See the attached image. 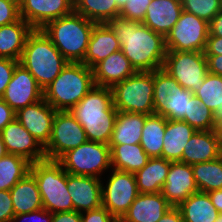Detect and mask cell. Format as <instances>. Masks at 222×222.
<instances>
[{
    "instance_id": "47",
    "label": "cell",
    "mask_w": 222,
    "mask_h": 222,
    "mask_svg": "<svg viewBox=\"0 0 222 222\" xmlns=\"http://www.w3.org/2000/svg\"><path fill=\"white\" fill-rule=\"evenodd\" d=\"M204 54L222 55V37L208 36Z\"/></svg>"
},
{
    "instance_id": "25",
    "label": "cell",
    "mask_w": 222,
    "mask_h": 222,
    "mask_svg": "<svg viewBox=\"0 0 222 222\" xmlns=\"http://www.w3.org/2000/svg\"><path fill=\"white\" fill-rule=\"evenodd\" d=\"M195 133L196 130L184 121L166 119L162 158L181 161L183 150Z\"/></svg>"
},
{
    "instance_id": "12",
    "label": "cell",
    "mask_w": 222,
    "mask_h": 222,
    "mask_svg": "<svg viewBox=\"0 0 222 222\" xmlns=\"http://www.w3.org/2000/svg\"><path fill=\"white\" fill-rule=\"evenodd\" d=\"M106 186L101 181L102 206L121 219L139 194L134 173L111 168Z\"/></svg>"
},
{
    "instance_id": "24",
    "label": "cell",
    "mask_w": 222,
    "mask_h": 222,
    "mask_svg": "<svg viewBox=\"0 0 222 222\" xmlns=\"http://www.w3.org/2000/svg\"><path fill=\"white\" fill-rule=\"evenodd\" d=\"M33 29L22 18L14 23L0 26V58L20 61L27 37Z\"/></svg>"
},
{
    "instance_id": "28",
    "label": "cell",
    "mask_w": 222,
    "mask_h": 222,
    "mask_svg": "<svg viewBox=\"0 0 222 222\" xmlns=\"http://www.w3.org/2000/svg\"><path fill=\"white\" fill-rule=\"evenodd\" d=\"M14 214L30 213L43 208V202L35 178L28 173L10 190Z\"/></svg>"
},
{
    "instance_id": "54",
    "label": "cell",
    "mask_w": 222,
    "mask_h": 222,
    "mask_svg": "<svg viewBox=\"0 0 222 222\" xmlns=\"http://www.w3.org/2000/svg\"><path fill=\"white\" fill-rule=\"evenodd\" d=\"M7 154H8V152L6 150V146H5L4 142H3L2 135L0 133V159L2 157H4L5 155H7Z\"/></svg>"
},
{
    "instance_id": "58",
    "label": "cell",
    "mask_w": 222,
    "mask_h": 222,
    "mask_svg": "<svg viewBox=\"0 0 222 222\" xmlns=\"http://www.w3.org/2000/svg\"><path fill=\"white\" fill-rule=\"evenodd\" d=\"M116 222H124L122 219H117Z\"/></svg>"
},
{
    "instance_id": "19",
    "label": "cell",
    "mask_w": 222,
    "mask_h": 222,
    "mask_svg": "<svg viewBox=\"0 0 222 222\" xmlns=\"http://www.w3.org/2000/svg\"><path fill=\"white\" fill-rule=\"evenodd\" d=\"M182 11L181 0H151L142 23L166 37L179 20Z\"/></svg>"
},
{
    "instance_id": "7",
    "label": "cell",
    "mask_w": 222,
    "mask_h": 222,
    "mask_svg": "<svg viewBox=\"0 0 222 222\" xmlns=\"http://www.w3.org/2000/svg\"><path fill=\"white\" fill-rule=\"evenodd\" d=\"M113 105L120 112L154 114L153 71L135 72L112 88Z\"/></svg>"
},
{
    "instance_id": "37",
    "label": "cell",
    "mask_w": 222,
    "mask_h": 222,
    "mask_svg": "<svg viewBox=\"0 0 222 222\" xmlns=\"http://www.w3.org/2000/svg\"><path fill=\"white\" fill-rule=\"evenodd\" d=\"M193 96L191 91L179 86L174 95L168 96L165 108L159 114L168 120L182 121L185 115H188Z\"/></svg>"
},
{
    "instance_id": "31",
    "label": "cell",
    "mask_w": 222,
    "mask_h": 222,
    "mask_svg": "<svg viewBox=\"0 0 222 222\" xmlns=\"http://www.w3.org/2000/svg\"><path fill=\"white\" fill-rule=\"evenodd\" d=\"M166 118L158 113L147 115L140 145L150 158H162Z\"/></svg>"
},
{
    "instance_id": "49",
    "label": "cell",
    "mask_w": 222,
    "mask_h": 222,
    "mask_svg": "<svg viewBox=\"0 0 222 222\" xmlns=\"http://www.w3.org/2000/svg\"><path fill=\"white\" fill-rule=\"evenodd\" d=\"M207 58L208 72L222 76V55H205Z\"/></svg>"
},
{
    "instance_id": "41",
    "label": "cell",
    "mask_w": 222,
    "mask_h": 222,
    "mask_svg": "<svg viewBox=\"0 0 222 222\" xmlns=\"http://www.w3.org/2000/svg\"><path fill=\"white\" fill-rule=\"evenodd\" d=\"M19 0H0V26L20 19Z\"/></svg>"
},
{
    "instance_id": "29",
    "label": "cell",
    "mask_w": 222,
    "mask_h": 222,
    "mask_svg": "<svg viewBox=\"0 0 222 222\" xmlns=\"http://www.w3.org/2000/svg\"><path fill=\"white\" fill-rule=\"evenodd\" d=\"M111 166L113 169L135 173L142 169L149 160L140 144L109 145Z\"/></svg>"
},
{
    "instance_id": "33",
    "label": "cell",
    "mask_w": 222,
    "mask_h": 222,
    "mask_svg": "<svg viewBox=\"0 0 222 222\" xmlns=\"http://www.w3.org/2000/svg\"><path fill=\"white\" fill-rule=\"evenodd\" d=\"M192 169L199 192L222 189V156L213 161L193 164Z\"/></svg>"
},
{
    "instance_id": "35",
    "label": "cell",
    "mask_w": 222,
    "mask_h": 222,
    "mask_svg": "<svg viewBox=\"0 0 222 222\" xmlns=\"http://www.w3.org/2000/svg\"><path fill=\"white\" fill-rule=\"evenodd\" d=\"M194 96L212 111L214 118L222 117V76L208 73Z\"/></svg>"
},
{
    "instance_id": "16",
    "label": "cell",
    "mask_w": 222,
    "mask_h": 222,
    "mask_svg": "<svg viewBox=\"0 0 222 222\" xmlns=\"http://www.w3.org/2000/svg\"><path fill=\"white\" fill-rule=\"evenodd\" d=\"M8 154H16L34 163L46 159L44 148L14 119L0 132Z\"/></svg>"
},
{
    "instance_id": "39",
    "label": "cell",
    "mask_w": 222,
    "mask_h": 222,
    "mask_svg": "<svg viewBox=\"0 0 222 222\" xmlns=\"http://www.w3.org/2000/svg\"><path fill=\"white\" fill-rule=\"evenodd\" d=\"M183 11L208 23L221 11L220 0H181Z\"/></svg>"
},
{
    "instance_id": "17",
    "label": "cell",
    "mask_w": 222,
    "mask_h": 222,
    "mask_svg": "<svg viewBox=\"0 0 222 222\" xmlns=\"http://www.w3.org/2000/svg\"><path fill=\"white\" fill-rule=\"evenodd\" d=\"M198 192L192 165L180 161L171 162L162 195L172 207H178L191 194Z\"/></svg>"
},
{
    "instance_id": "44",
    "label": "cell",
    "mask_w": 222,
    "mask_h": 222,
    "mask_svg": "<svg viewBox=\"0 0 222 222\" xmlns=\"http://www.w3.org/2000/svg\"><path fill=\"white\" fill-rule=\"evenodd\" d=\"M14 214L9 190H0V222H11Z\"/></svg>"
},
{
    "instance_id": "50",
    "label": "cell",
    "mask_w": 222,
    "mask_h": 222,
    "mask_svg": "<svg viewBox=\"0 0 222 222\" xmlns=\"http://www.w3.org/2000/svg\"><path fill=\"white\" fill-rule=\"evenodd\" d=\"M209 36L222 37V11L209 22Z\"/></svg>"
},
{
    "instance_id": "48",
    "label": "cell",
    "mask_w": 222,
    "mask_h": 222,
    "mask_svg": "<svg viewBox=\"0 0 222 222\" xmlns=\"http://www.w3.org/2000/svg\"><path fill=\"white\" fill-rule=\"evenodd\" d=\"M51 222H81V213L77 211L53 213Z\"/></svg>"
},
{
    "instance_id": "26",
    "label": "cell",
    "mask_w": 222,
    "mask_h": 222,
    "mask_svg": "<svg viewBox=\"0 0 222 222\" xmlns=\"http://www.w3.org/2000/svg\"><path fill=\"white\" fill-rule=\"evenodd\" d=\"M147 115L118 111L108 145L140 144Z\"/></svg>"
},
{
    "instance_id": "46",
    "label": "cell",
    "mask_w": 222,
    "mask_h": 222,
    "mask_svg": "<svg viewBox=\"0 0 222 222\" xmlns=\"http://www.w3.org/2000/svg\"><path fill=\"white\" fill-rule=\"evenodd\" d=\"M16 118V112L0 98V132Z\"/></svg>"
},
{
    "instance_id": "9",
    "label": "cell",
    "mask_w": 222,
    "mask_h": 222,
    "mask_svg": "<svg viewBox=\"0 0 222 222\" xmlns=\"http://www.w3.org/2000/svg\"><path fill=\"white\" fill-rule=\"evenodd\" d=\"M162 69L193 94L209 73L204 52L197 51H167Z\"/></svg>"
},
{
    "instance_id": "4",
    "label": "cell",
    "mask_w": 222,
    "mask_h": 222,
    "mask_svg": "<svg viewBox=\"0 0 222 222\" xmlns=\"http://www.w3.org/2000/svg\"><path fill=\"white\" fill-rule=\"evenodd\" d=\"M95 24L73 12L49 21L42 30L68 62L81 63Z\"/></svg>"
},
{
    "instance_id": "55",
    "label": "cell",
    "mask_w": 222,
    "mask_h": 222,
    "mask_svg": "<svg viewBox=\"0 0 222 222\" xmlns=\"http://www.w3.org/2000/svg\"><path fill=\"white\" fill-rule=\"evenodd\" d=\"M115 3H116V6L121 10L125 5L126 0H115Z\"/></svg>"
},
{
    "instance_id": "22",
    "label": "cell",
    "mask_w": 222,
    "mask_h": 222,
    "mask_svg": "<svg viewBox=\"0 0 222 222\" xmlns=\"http://www.w3.org/2000/svg\"><path fill=\"white\" fill-rule=\"evenodd\" d=\"M119 50H121L119 40L110 26L107 23L95 24L84 60L81 63L93 68L110 54Z\"/></svg>"
},
{
    "instance_id": "53",
    "label": "cell",
    "mask_w": 222,
    "mask_h": 222,
    "mask_svg": "<svg viewBox=\"0 0 222 222\" xmlns=\"http://www.w3.org/2000/svg\"><path fill=\"white\" fill-rule=\"evenodd\" d=\"M213 131H214L215 136L219 140L220 148L222 150V117L215 118Z\"/></svg>"
},
{
    "instance_id": "45",
    "label": "cell",
    "mask_w": 222,
    "mask_h": 222,
    "mask_svg": "<svg viewBox=\"0 0 222 222\" xmlns=\"http://www.w3.org/2000/svg\"><path fill=\"white\" fill-rule=\"evenodd\" d=\"M24 222V221H31V222H51L52 221V213L47 211L44 208H41L36 211H32L30 213H24L15 215L11 222Z\"/></svg>"
},
{
    "instance_id": "14",
    "label": "cell",
    "mask_w": 222,
    "mask_h": 222,
    "mask_svg": "<svg viewBox=\"0 0 222 222\" xmlns=\"http://www.w3.org/2000/svg\"><path fill=\"white\" fill-rule=\"evenodd\" d=\"M20 17L34 29L74 12V0H19Z\"/></svg>"
},
{
    "instance_id": "52",
    "label": "cell",
    "mask_w": 222,
    "mask_h": 222,
    "mask_svg": "<svg viewBox=\"0 0 222 222\" xmlns=\"http://www.w3.org/2000/svg\"><path fill=\"white\" fill-rule=\"evenodd\" d=\"M208 195L218 212L222 213V189L210 191Z\"/></svg>"
},
{
    "instance_id": "57",
    "label": "cell",
    "mask_w": 222,
    "mask_h": 222,
    "mask_svg": "<svg viewBox=\"0 0 222 222\" xmlns=\"http://www.w3.org/2000/svg\"><path fill=\"white\" fill-rule=\"evenodd\" d=\"M220 8H221V11H222V0H220Z\"/></svg>"
},
{
    "instance_id": "30",
    "label": "cell",
    "mask_w": 222,
    "mask_h": 222,
    "mask_svg": "<svg viewBox=\"0 0 222 222\" xmlns=\"http://www.w3.org/2000/svg\"><path fill=\"white\" fill-rule=\"evenodd\" d=\"M184 222H214L219 215L208 193L191 194L178 206Z\"/></svg>"
},
{
    "instance_id": "15",
    "label": "cell",
    "mask_w": 222,
    "mask_h": 222,
    "mask_svg": "<svg viewBox=\"0 0 222 222\" xmlns=\"http://www.w3.org/2000/svg\"><path fill=\"white\" fill-rule=\"evenodd\" d=\"M56 110L44 98L19 109L16 120L38 141L44 148L50 139Z\"/></svg>"
},
{
    "instance_id": "40",
    "label": "cell",
    "mask_w": 222,
    "mask_h": 222,
    "mask_svg": "<svg viewBox=\"0 0 222 222\" xmlns=\"http://www.w3.org/2000/svg\"><path fill=\"white\" fill-rule=\"evenodd\" d=\"M150 2L151 0H126L124 7L119 12V16L142 23Z\"/></svg>"
},
{
    "instance_id": "2",
    "label": "cell",
    "mask_w": 222,
    "mask_h": 222,
    "mask_svg": "<svg viewBox=\"0 0 222 222\" xmlns=\"http://www.w3.org/2000/svg\"><path fill=\"white\" fill-rule=\"evenodd\" d=\"M68 112L82 125L88 140L109 144L118 113L111 88L95 86Z\"/></svg>"
},
{
    "instance_id": "43",
    "label": "cell",
    "mask_w": 222,
    "mask_h": 222,
    "mask_svg": "<svg viewBox=\"0 0 222 222\" xmlns=\"http://www.w3.org/2000/svg\"><path fill=\"white\" fill-rule=\"evenodd\" d=\"M117 219L103 206L81 213V222H116Z\"/></svg>"
},
{
    "instance_id": "3",
    "label": "cell",
    "mask_w": 222,
    "mask_h": 222,
    "mask_svg": "<svg viewBox=\"0 0 222 222\" xmlns=\"http://www.w3.org/2000/svg\"><path fill=\"white\" fill-rule=\"evenodd\" d=\"M44 90L54 81L68 61L42 29L28 35L19 61Z\"/></svg>"
},
{
    "instance_id": "51",
    "label": "cell",
    "mask_w": 222,
    "mask_h": 222,
    "mask_svg": "<svg viewBox=\"0 0 222 222\" xmlns=\"http://www.w3.org/2000/svg\"><path fill=\"white\" fill-rule=\"evenodd\" d=\"M157 222H184L178 207H171Z\"/></svg>"
},
{
    "instance_id": "32",
    "label": "cell",
    "mask_w": 222,
    "mask_h": 222,
    "mask_svg": "<svg viewBox=\"0 0 222 222\" xmlns=\"http://www.w3.org/2000/svg\"><path fill=\"white\" fill-rule=\"evenodd\" d=\"M74 12L96 24L108 23L119 16L115 0H74Z\"/></svg>"
},
{
    "instance_id": "38",
    "label": "cell",
    "mask_w": 222,
    "mask_h": 222,
    "mask_svg": "<svg viewBox=\"0 0 222 222\" xmlns=\"http://www.w3.org/2000/svg\"><path fill=\"white\" fill-rule=\"evenodd\" d=\"M182 121L192 126L196 131L213 130L215 124L212 111L199 102L195 96L191 98L188 115H185Z\"/></svg>"
},
{
    "instance_id": "8",
    "label": "cell",
    "mask_w": 222,
    "mask_h": 222,
    "mask_svg": "<svg viewBox=\"0 0 222 222\" xmlns=\"http://www.w3.org/2000/svg\"><path fill=\"white\" fill-rule=\"evenodd\" d=\"M57 161L72 175L101 178L104 171L112 168L109 145L90 140L68 150Z\"/></svg>"
},
{
    "instance_id": "5",
    "label": "cell",
    "mask_w": 222,
    "mask_h": 222,
    "mask_svg": "<svg viewBox=\"0 0 222 222\" xmlns=\"http://www.w3.org/2000/svg\"><path fill=\"white\" fill-rule=\"evenodd\" d=\"M95 86L92 68L68 62L43 90V98L56 111H69Z\"/></svg>"
},
{
    "instance_id": "23",
    "label": "cell",
    "mask_w": 222,
    "mask_h": 222,
    "mask_svg": "<svg viewBox=\"0 0 222 222\" xmlns=\"http://www.w3.org/2000/svg\"><path fill=\"white\" fill-rule=\"evenodd\" d=\"M220 156L222 150L214 131H196L185 146L180 162L193 165L213 161Z\"/></svg>"
},
{
    "instance_id": "13",
    "label": "cell",
    "mask_w": 222,
    "mask_h": 222,
    "mask_svg": "<svg viewBox=\"0 0 222 222\" xmlns=\"http://www.w3.org/2000/svg\"><path fill=\"white\" fill-rule=\"evenodd\" d=\"M1 99L17 112L43 99V89L30 72L18 63Z\"/></svg>"
},
{
    "instance_id": "18",
    "label": "cell",
    "mask_w": 222,
    "mask_h": 222,
    "mask_svg": "<svg viewBox=\"0 0 222 222\" xmlns=\"http://www.w3.org/2000/svg\"><path fill=\"white\" fill-rule=\"evenodd\" d=\"M101 179L67 173V188L72 198L74 211L83 213L102 206Z\"/></svg>"
},
{
    "instance_id": "56",
    "label": "cell",
    "mask_w": 222,
    "mask_h": 222,
    "mask_svg": "<svg viewBox=\"0 0 222 222\" xmlns=\"http://www.w3.org/2000/svg\"><path fill=\"white\" fill-rule=\"evenodd\" d=\"M214 222H222V213H219L217 219Z\"/></svg>"
},
{
    "instance_id": "36",
    "label": "cell",
    "mask_w": 222,
    "mask_h": 222,
    "mask_svg": "<svg viewBox=\"0 0 222 222\" xmlns=\"http://www.w3.org/2000/svg\"><path fill=\"white\" fill-rule=\"evenodd\" d=\"M154 82V113H160L165 108L168 96L174 95L180 84L164 69L153 71Z\"/></svg>"
},
{
    "instance_id": "20",
    "label": "cell",
    "mask_w": 222,
    "mask_h": 222,
    "mask_svg": "<svg viewBox=\"0 0 222 222\" xmlns=\"http://www.w3.org/2000/svg\"><path fill=\"white\" fill-rule=\"evenodd\" d=\"M92 70L95 85L109 88L136 72L122 50L110 54L97 63Z\"/></svg>"
},
{
    "instance_id": "1",
    "label": "cell",
    "mask_w": 222,
    "mask_h": 222,
    "mask_svg": "<svg viewBox=\"0 0 222 222\" xmlns=\"http://www.w3.org/2000/svg\"><path fill=\"white\" fill-rule=\"evenodd\" d=\"M117 36L123 54L136 72L163 68L165 37L138 21L117 16L107 23Z\"/></svg>"
},
{
    "instance_id": "11",
    "label": "cell",
    "mask_w": 222,
    "mask_h": 222,
    "mask_svg": "<svg viewBox=\"0 0 222 222\" xmlns=\"http://www.w3.org/2000/svg\"><path fill=\"white\" fill-rule=\"evenodd\" d=\"M88 139L82 125L68 111H56L48 144L44 147L46 159L58 160L68 150Z\"/></svg>"
},
{
    "instance_id": "21",
    "label": "cell",
    "mask_w": 222,
    "mask_h": 222,
    "mask_svg": "<svg viewBox=\"0 0 222 222\" xmlns=\"http://www.w3.org/2000/svg\"><path fill=\"white\" fill-rule=\"evenodd\" d=\"M172 206L162 193H139L121 218L124 222H157Z\"/></svg>"
},
{
    "instance_id": "27",
    "label": "cell",
    "mask_w": 222,
    "mask_h": 222,
    "mask_svg": "<svg viewBox=\"0 0 222 222\" xmlns=\"http://www.w3.org/2000/svg\"><path fill=\"white\" fill-rule=\"evenodd\" d=\"M171 161L149 158L146 165L134 173L139 193H160L166 181Z\"/></svg>"
},
{
    "instance_id": "34",
    "label": "cell",
    "mask_w": 222,
    "mask_h": 222,
    "mask_svg": "<svg viewBox=\"0 0 222 222\" xmlns=\"http://www.w3.org/2000/svg\"><path fill=\"white\" fill-rule=\"evenodd\" d=\"M31 162L26 158L7 154L0 159V190H10L30 171Z\"/></svg>"
},
{
    "instance_id": "42",
    "label": "cell",
    "mask_w": 222,
    "mask_h": 222,
    "mask_svg": "<svg viewBox=\"0 0 222 222\" xmlns=\"http://www.w3.org/2000/svg\"><path fill=\"white\" fill-rule=\"evenodd\" d=\"M18 63L17 60L0 58V98L4 94Z\"/></svg>"
},
{
    "instance_id": "10",
    "label": "cell",
    "mask_w": 222,
    "mask_h": 222,
    "mask_svg": "<svg viewBox=\"0 0 222 222\" xmlns=\"http://www.w3.org/2000/svg\"><path fill=\"white\" fill-rule=\"evenodd\" d=\"M209 23L194 14L182 11L179 20L165 37L167 51L204 52Z\"/></svg>"
},
{
    "instance_id": "6",
    "label": "cell",
    "mask_w": 222,
    "mask_h": 222,
    "mask_svg": "<svg viewBox=\"0 0 222 222\" xmlns=\"http://www.w3.org/2000/svg\"><path fill=\"white\" fill-rule=\"evenodd\" d=\"M29 173L37 182L44 209L52 214L74 211L67 188V172L57 160L31 163Z\"/></svg>"
}]
</instances>
